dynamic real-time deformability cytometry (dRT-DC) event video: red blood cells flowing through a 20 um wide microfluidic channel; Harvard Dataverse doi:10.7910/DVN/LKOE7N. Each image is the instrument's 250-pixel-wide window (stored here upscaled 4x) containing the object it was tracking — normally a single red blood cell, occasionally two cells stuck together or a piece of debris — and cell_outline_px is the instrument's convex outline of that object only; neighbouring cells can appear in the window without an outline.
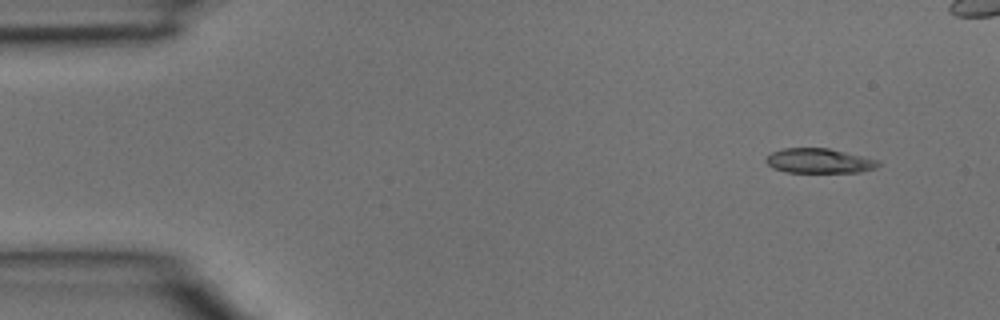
{"species": "common noctule bat (a hibernating species)", "species_latin": "Nyctalus noctula", "temperature_condition": "room temperature", "stored_images_in_passage": 4, "camera_frame_rate_fps": 3000, "um_per_image_px": 0.085, "animal": {"sex": "male", "body_mass_g": 15.6}, "frame": {"image": 1, "passage_image": 1, "time_ms": 0.0, "image_size_px": [1000, 320], "cell_outline_px": [[880, 164], [876, 168], [860, 172], [788, 172], [772, 168], [764, 160], [772, 152], [784, 148], [828, 148], [876, 160]], "centroid_in_image_um": [69.58, 13.68], "position_along_channel_um": 15.4, "area_um2": 15.9}}